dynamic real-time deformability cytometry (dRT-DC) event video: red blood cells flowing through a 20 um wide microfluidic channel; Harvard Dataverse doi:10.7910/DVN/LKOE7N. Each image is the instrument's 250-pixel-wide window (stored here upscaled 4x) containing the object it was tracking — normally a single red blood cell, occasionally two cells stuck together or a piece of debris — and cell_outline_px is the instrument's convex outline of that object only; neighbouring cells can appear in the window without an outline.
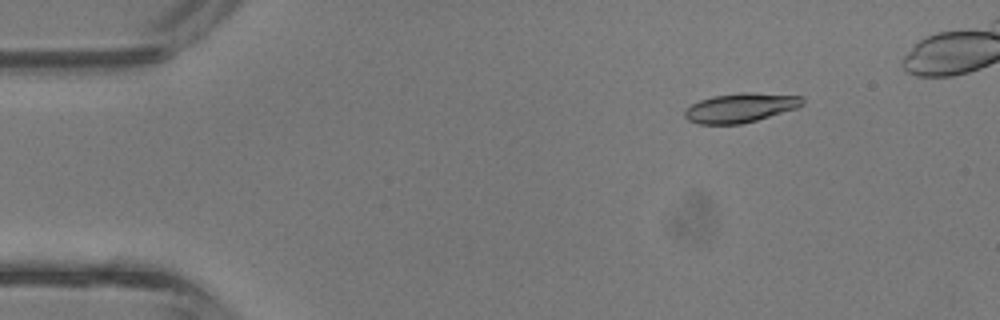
{"species": "common noctule bat (a hibernating species)", "species_latin": "Nyctalus noctula", "temperature_condition": "room temperature", "stored_images_in_passage": 4, "camera_frame_rate_fps": 3000, "um_per_image_px": 0.085, "animal": {"sex": "male", "body_mass_g": 13.3}, "frame": {"image": 1, "passage_image": 1, "time_ms": 0.0, "image_size_px": [1000, 320], "cell_outline_px": [[804, 104], [796, 108], [756, 120], [740, 124], [700, 124], [688, 120], [684, 116], [684, 108], [700, 100], [712, 96], [740, 92], [752, 92], [804, 96]], "centroid_in_image_um": [62.93, 9.15], "position_along_channel_um": 22.1, "area_um2": 20.17}}